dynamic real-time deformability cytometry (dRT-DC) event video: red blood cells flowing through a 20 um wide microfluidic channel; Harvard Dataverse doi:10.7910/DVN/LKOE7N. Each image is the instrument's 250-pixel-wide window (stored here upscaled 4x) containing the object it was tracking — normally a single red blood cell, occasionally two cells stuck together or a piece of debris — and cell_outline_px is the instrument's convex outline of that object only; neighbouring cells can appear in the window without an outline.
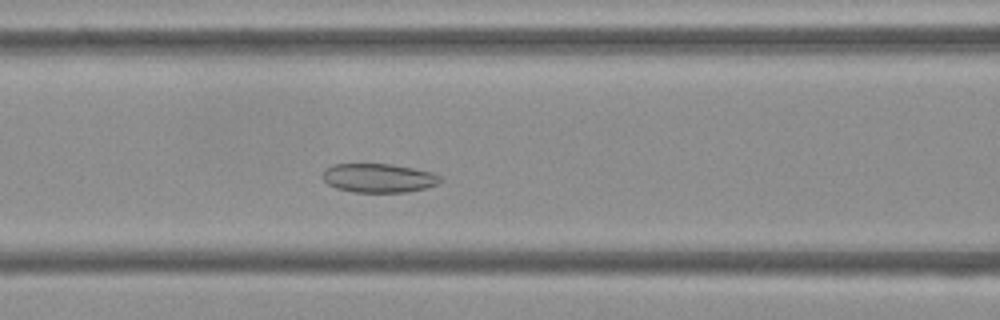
{"species": "Egyptian fruit bat (a non-hibernating species)", "species_latin": "Rousettus aegyptiacus", "temperature_condition": "cold", "stored_images_in_passage": 50, "camera_frame_rate_fps": 3000, "um_per_image_px": 0.085, "frame": {"image": 1, "passage_image": 18, "time_ms": 5.667, "image_size_px": [1000, 320], "cell_outline_px": [[444, 180], [440, 184], [424, 188], [404, 192], [356, 192], [336, 188], [328, 184], [324, 180], [324, 168], [332, 164], [392, 164], [432, 172], [440, 176]], "centroid_in_image_um": [32.21, 15.12], "position_along_channel_um": 134.4, "area_um2": 19.83}}
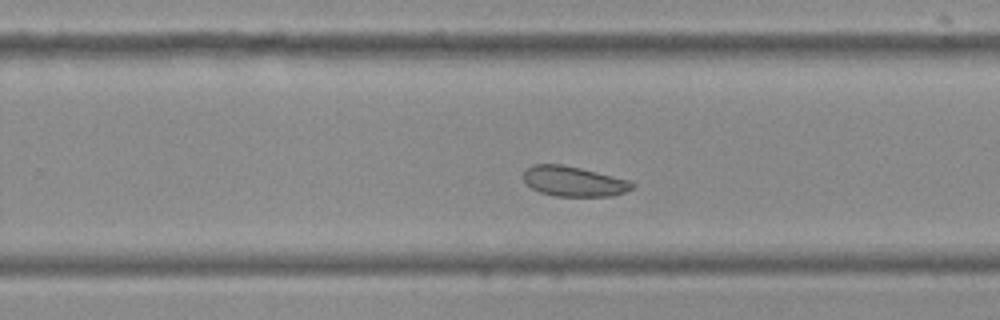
{"frame": {"image": 2, "passage_image": 30, "time_ms": 9.667, "image_size_px": [1000, 320], "cell_outline_px": [[636, 184], [632, 188], [624, 192], [612, 196], [556, 196], [540, 192], [532, 188], [524, 180], [524, 172], [532, 164], [560, 164], [580, 168], [632, 180]], "centroid_in_image_um": [48.81, 15.41], "position_along_channel_um": 281.0, "area_um2": 19.02}}
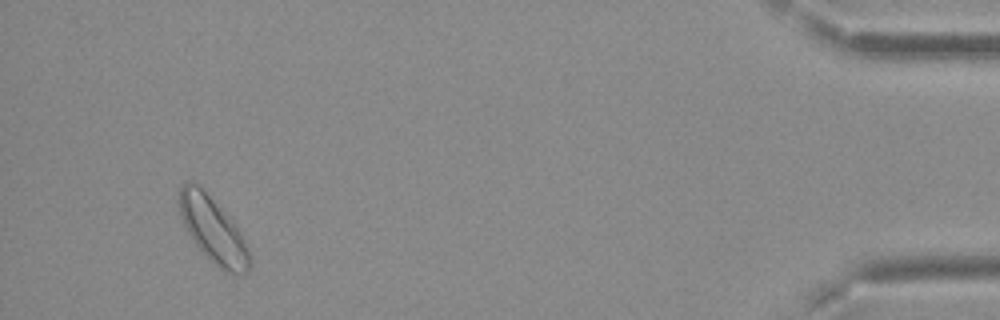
{"frame": {"image": 3, "passage_image": 47, "time_ms": 15.333, "image_size_px": [1000, 320], "cell_outline_px": [[252, 264], [248, 272], [244, 276], [240, 276], [224, 272], [196, 244], [188, 232], [180, 216], [176, 204], [180, 184], [188, 180], [196, 184], [232, 216], [244, 240]], "centroid_in_image_um": [18.11, 19.52], "position_along_channel_um": 417.1, "area_um2": 27.28}, "authors_computed_cell_mechanics": {"area_um2": 21.5883, "velocity_mm_per_s": 3.6763, "shape_relaxation_time_tau1_ms": null, "shape_relaxation_time_tau2_ms": 8.7772, "deformation_change_tau1": null, "deformation_change_tau2": 0.122}}